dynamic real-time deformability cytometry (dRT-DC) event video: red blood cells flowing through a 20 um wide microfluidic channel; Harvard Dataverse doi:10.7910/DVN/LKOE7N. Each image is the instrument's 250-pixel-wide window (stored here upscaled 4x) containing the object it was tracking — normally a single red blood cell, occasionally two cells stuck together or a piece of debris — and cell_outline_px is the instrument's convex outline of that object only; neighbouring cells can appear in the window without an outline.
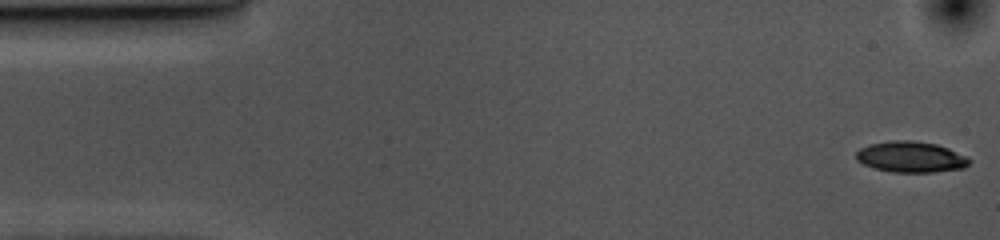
{"species": "common noctule bat (a hibernating species)", "species_latin": "Nyctalus noctula", "temperature_condition": "cold", "stored_images_in_passage": 55, "camera_frame_rate_fps": 3000, "um_per_image_px": 0.085, "animal": {"sex": "female", "body_mass_g": 10.0, "forearm_length_mm": 53.1}, "frame": {"image": 1, "passage_image": 1, "time_ms": 0.0, "image_size_px": [1000, 240], "cell_outline_px": [[972, 160], [964, 168], [932, 172], [892, 172], [872, 168], [856, 160], [856, 152], [860, 148], [872, 144], [892, 140], [912, 140], [936, 144], [948, 148]], "centroid_in_image_um": [77.4, 13.34], "position_along_channel_um": 7.6, "area_um2": 20.29}}
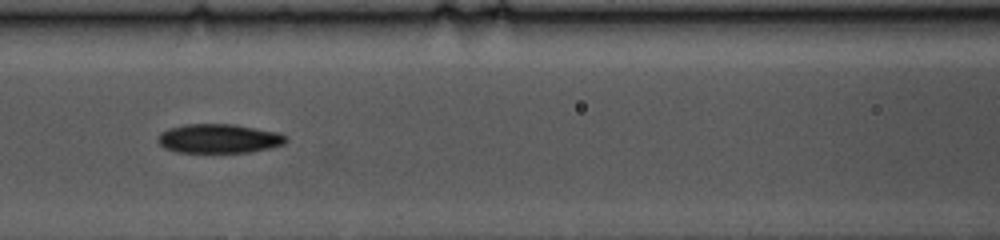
{"frame": {"image": 2, "passage_image": 22, "time_ms": 7.0, "image_size_px": [1000, 240], "cell_outline_px": [[288, 140], [284, 144], [252, 152], [176, 152], [164, 148], [156, 140], [160, 132], [168, 128], [184, 124], [236, 124], [280, 132], [288, 136]], "centroid_in_image_um": [18.62, 11.77], "position_along_channel_um": 148.0, "area_um2": 22.08}}
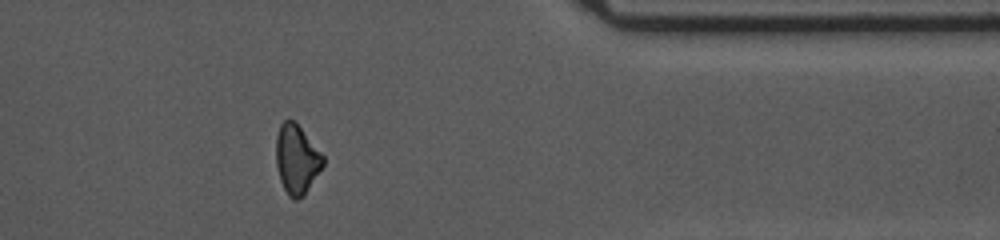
{"frame": {"image": 3, "passage_image": 44, "time_ms": 14.333, "image_size_px": [1000, 240], "cell_outline_px": [[324, 164], [304, 196], [296, 200], [292, 200], [288, 196], [280, 180], [276, 164], [276, 136], [280, 124], [284, 120], [292, 120], [300, 128], [324, 156]], "centroid_in_image_um": [25.2, 13.58], "position_along_channel_um": 386.2, "area_um2": 18.79}, "authors_computed_cell_mechanics": {"area_um2": 20.4612, "velocity_mm_per_s": 3.5708, "shape_relaxation_time_tau1_ms": 3.0044, "shape_relaxation_time_tau2_ms": null, "deformation_change_tau1": 0.1238, "deformation_change_tau2": null}}